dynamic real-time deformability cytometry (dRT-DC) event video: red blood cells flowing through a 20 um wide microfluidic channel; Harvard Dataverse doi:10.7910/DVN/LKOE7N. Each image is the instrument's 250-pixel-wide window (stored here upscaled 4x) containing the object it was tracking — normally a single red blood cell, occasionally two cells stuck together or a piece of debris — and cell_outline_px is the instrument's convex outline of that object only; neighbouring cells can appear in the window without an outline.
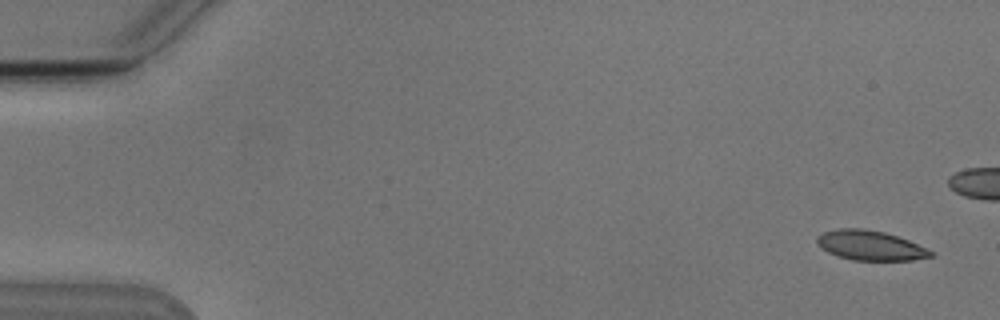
{"species": "Egyptian fruit bat (a non-hibernating species)", "species_latin": "Rousettus aegyptiacus", "temperature_condition": "cold", "stored_images_in_passage": 6, "camera_frame_rate_fps": 3000, "um_per_image_px": 0.085, "animal": {"sex": "male"}, "frame": {"image": 1, "passage_image": 1, "time_ms": 0.0, "image_size_px": [1000, 320], "cell_outline_px": [[932, 256], [912, 260], [852, 260], [836, 256], [820, 248], [816, 244], [816, 236], [824, 232], [840, 228], [864, 228], [884, 232], [908, 240], [932, 252]], "centroid_in_image_um": [73.88, 20.86], "position_along_channel_um": 11.1, "area_um2": 19.59}}